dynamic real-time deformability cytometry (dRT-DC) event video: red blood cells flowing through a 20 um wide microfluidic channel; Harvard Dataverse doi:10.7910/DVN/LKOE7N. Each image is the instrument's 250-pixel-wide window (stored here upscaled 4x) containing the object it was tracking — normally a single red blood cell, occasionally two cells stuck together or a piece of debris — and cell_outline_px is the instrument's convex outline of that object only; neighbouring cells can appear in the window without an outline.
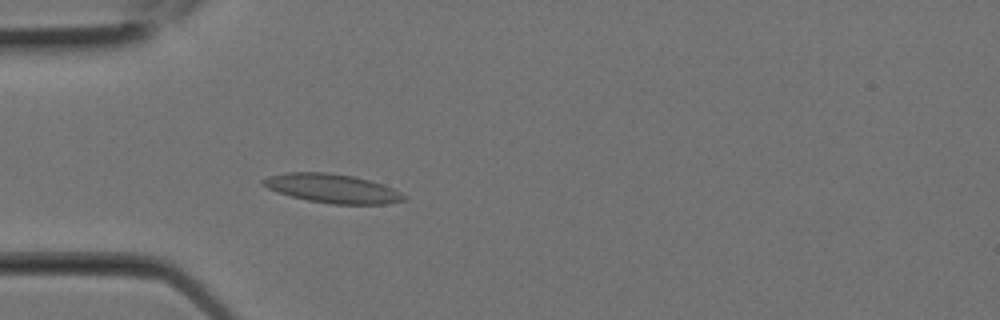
{"species": "Egyptian fruit bat (a non-hibernating species)", "species_latin": "Rousettus aegyptiacus", "temperature_condition": "room temperature", "stored_images_in_passage": 2, "camera_frame_rate_fps": 3000, "um_per_image_px": 0.085, "animal": {"sex": "female"}, "frame": {"image": 1, "passage_image": 2, "time_ms": 0.333, "image_size_px": [1000, 320], "cell_outline_px": [[404, 200], [384, 204], [332, 204], [308, 200], [292, 196], [268, 188], [260, 184], [260, 180], [268, 176], [288, 172], [328, 172], [356, 176], [392, 188], [400, 192], [404, 196]], "centroid_in_image_um": [28.2, 16.0], "position_along_channel_um": 56.8, "area_um2": 23.52}}